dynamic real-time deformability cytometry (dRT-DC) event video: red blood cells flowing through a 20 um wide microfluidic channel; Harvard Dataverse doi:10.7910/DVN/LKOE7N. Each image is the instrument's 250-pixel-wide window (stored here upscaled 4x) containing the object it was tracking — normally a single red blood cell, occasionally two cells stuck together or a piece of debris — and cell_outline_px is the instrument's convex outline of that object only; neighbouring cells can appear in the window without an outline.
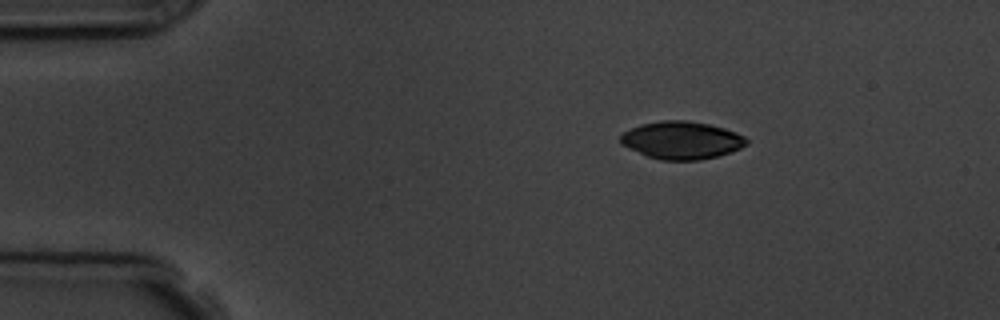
{"species": "common noctule bat (a hibernating species)", "species_latin": "Nyctalus noctula", "temperature_condition": "room temperature", "stored_images_in_passage": 3, "camera_frame_rate_fps": 3000, "um_per_image_px": 0.085, "animal": {"sex": "male", "body_mass_g": 19.5, "forearm_length_mm": 54.6}, "frame": {"image": 1, "passage_image": 1, "time_ms": 0.0, "image_size_px": [1000, 320], "cell_outline_px": [[748, 144], [740, 148], [716, 156], [700, 160], [660, 160], [648, 156], [628, 148], [620, 144], [620, 136], [624, 132], [640, 124], [660, 120], [688, 120], [708, 124], [724, 128], [736, 132], [744, 136], [748, 140]], "centroid_in_image_um": [57.92, 11.91], "position_along_channel_um": 27.1, "area_um2": 27.63}}
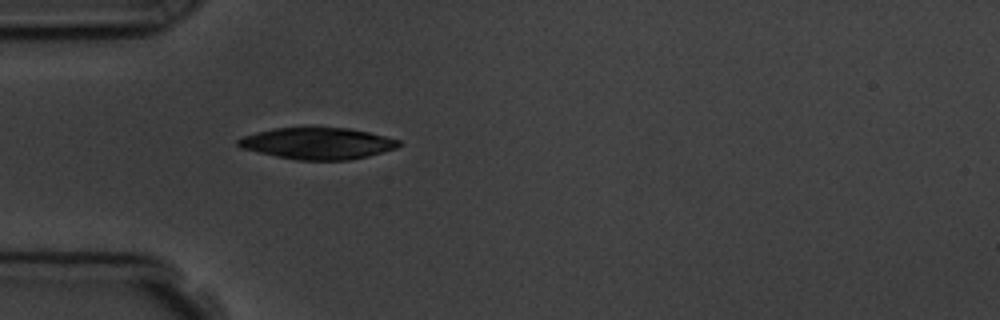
{"frame": {"image": 2, "passage_image": 3, "time_ms": 2.333, "image_size_px": [1000, 320], "cell_outline_px": [[404, 144], [396, 148], [368, 156], [348, 160], [296, 160], [276, 156], [240, 148], [236, 144], [236, 140], [244, 136], [256, 132], [276, 128], [304, 124], [348, 128], [368, 132], [400, 140]], "centroid_in_image_um": [26.97, 12.15], "position_along_channel_um": 58.0, "area_um2": 30.46}}